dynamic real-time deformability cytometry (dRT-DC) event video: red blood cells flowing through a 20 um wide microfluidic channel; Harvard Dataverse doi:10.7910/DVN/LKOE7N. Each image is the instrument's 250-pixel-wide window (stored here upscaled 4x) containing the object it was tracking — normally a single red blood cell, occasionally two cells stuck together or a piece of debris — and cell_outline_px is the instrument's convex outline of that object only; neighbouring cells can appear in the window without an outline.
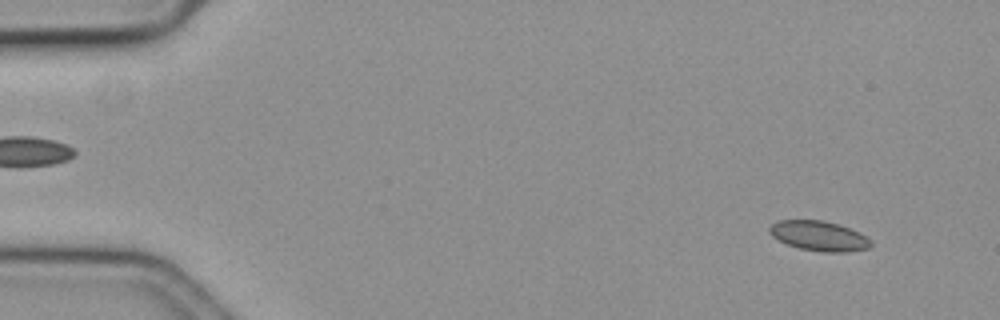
{"species": "common noctule bat (a hibernating species)", "species_latin": "Nyctalus noctula", "temperature_condition": "cold", "stored_images_in_passage": 15, "camera_frame_rate_fps": 3000, "um_per_image_px": 0.085, "animal": {"sex": "female", "body_mass_g": 19.3, "forearm_length_mm": 54.1}, "frame": {"image": 1, "passage_image": 5, "time_ms": 1.333, "image_size_px": [1000, 320], "cell_outline_px": [[872, 244], [868, 248], [848, 252], [820, 252], [800, 248], [788, 244], [772, 236], [768, 232], [768, 228], [776, 220], [824, 220], [840, 224], [860, 232], [868, 236], [872, 240]], "centroid_in_image_um": [69.65, 20.04], "position_along_channel_um": 15.4, "area_um2": 17.92}}